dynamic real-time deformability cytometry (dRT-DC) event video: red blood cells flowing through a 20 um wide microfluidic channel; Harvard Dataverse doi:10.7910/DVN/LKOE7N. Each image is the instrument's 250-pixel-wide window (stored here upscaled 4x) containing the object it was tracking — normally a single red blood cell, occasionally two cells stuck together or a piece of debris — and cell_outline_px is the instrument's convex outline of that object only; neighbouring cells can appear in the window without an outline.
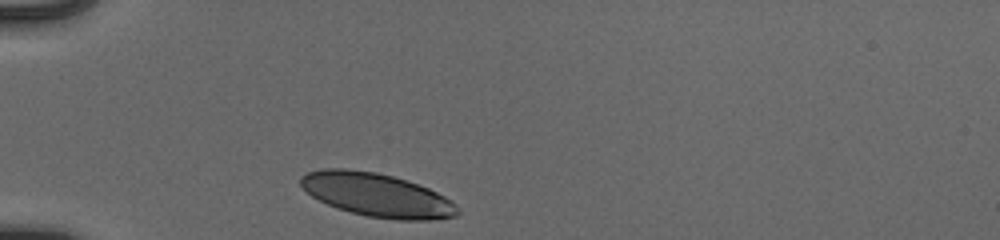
{"species": "human", "species_latin": "Homo sapiens", "temperature_condition": "cold", "stored_images_in_passage": 30, "camera_frame_rate_fps": 3000, "um_per_image_px": 0.085, "donor": {"sex": "male"}, "frame": {"image": 1, "passage_image": 1, "time_ms": 0.0, "image_size_px": [1000, 240], "cell_outline_px": [[460, 212], [456, 216], [432, 220], [396, 220], [368, 216], [336, 208], [312, 196], [300, 184], [300, 176], [308, 172], [324, 168], [348, 168], [376, 172], [392, 176], [428, 188], [452, 200], [460, 208]], "centroid_in_image_um": [32.05, 16.57], "position_along_channel_um": 52.9, "area_um2": 39.71}}
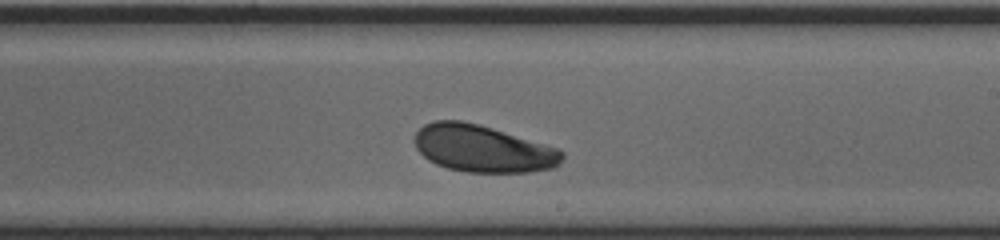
{"frame": {"image": 2, "passage_image": 18, "time_ms": 5.667, "image_size_px": [1000, 240], "cell_outline_px": [[564, 156], [560, 164], [552, 168], [532, 172], [464, 172], [448, 168], [436, 164], [428, 160], [416, 148], [412, 140], [416, 132], [424, 124], [432, 120], [460, 120], [480, 124], [556, 148], [564, 152]], "centroid_in_image_um": [40.99, 12.63], "position_along_channel_um": 248.0, "area_um2": 40.58}}
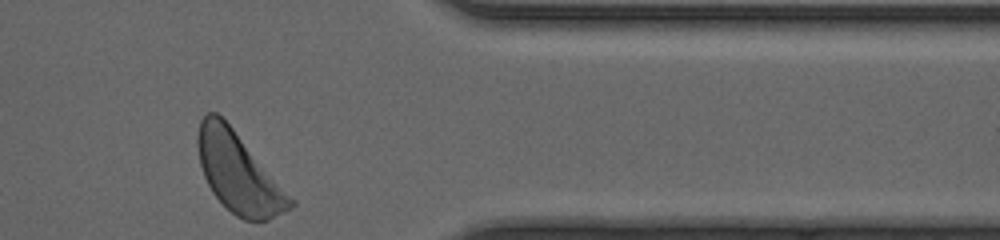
{"frame": {"image": 3, "passage_image": 30, "time_ms": 9.667, "image_size_px": [1000, 240], "cell_outline_px": [[296, 204], [284, 212], [268, 220], [244, 220], [236, 216], [212, 192], [204, 176], [200, 164], [196, 144], [196, 136], [200, 120], [208, 112], [216, 112], [232, 128], [296, 200]], "centroid_in_image_um": [20.28, 14.69], "position_along_channel_um": 391.1, "area_um2": 42.54}, "authors_computed_cell_mechanics": {"area_um2": 40.5756, "velocity_mm_per_s": 3.8616, "shape_relaxation_time_tau1_ms": 2.5884, "shape_relaxation_time_tau2_ms": null, "deformation_change_tau1": 0.1059, "deformation_change_tau2": null}}